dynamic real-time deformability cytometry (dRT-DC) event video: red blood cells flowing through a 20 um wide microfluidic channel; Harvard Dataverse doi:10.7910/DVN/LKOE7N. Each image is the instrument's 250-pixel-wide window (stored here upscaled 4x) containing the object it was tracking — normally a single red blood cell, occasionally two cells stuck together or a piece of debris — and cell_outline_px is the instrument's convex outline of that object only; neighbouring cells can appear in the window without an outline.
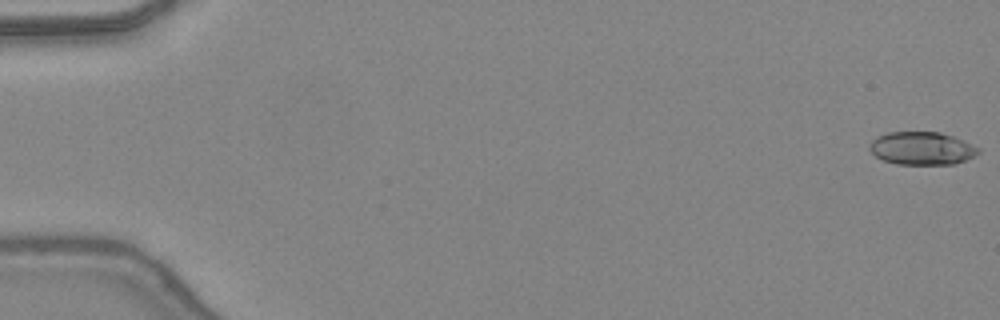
{"species": "common noctule bat (a hibernating species)", "species_latin": "Nyctalus noctula", "temperature_condition": "warm", "stored_images_in_passage": 48, "camera_frame_rate_fps": 3000, "um_per_image_px": 0.085, "animal": {"sex": "female", "body_mass_g": 24.6, "forearm_length_mm": 56.2}, "frame": {"image": 1, "passage_image": 1, "time_ms": 0.0, "image_size_px": [1000, 320], "cell_outline_px": [[980, 152], [956, 164], [896, 164], [884, 160], [876, 156], [868, 148], [868, 144], [876, 136], [888, 132], [940, 132], [952, 136], [980, 148]], "centroid_in_image_um": [78.32, 12.6], "position_along_channel_um": 6.7, "area_um2": 20.81}}
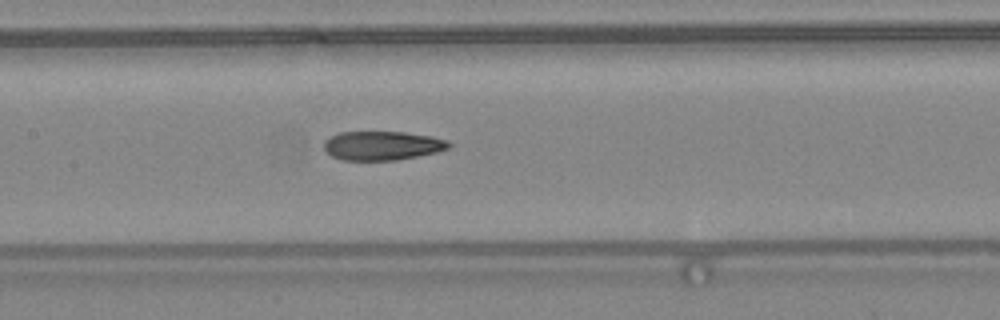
{"frame": {"image": 2, "passage_image": 24, "time_ms": 7.667, "image_size_px": [1000, 320], "cell_outline_px": [[452, 144], [448, 148], [436, 152], [396, 160], [344, 160], [332, 156], [324, 152], [324, 140], [340, 132], [404, 132], [432, 136], [448, 140]], "centroid_in_image_um": [32.48, 12.37], "position_along_channel_um": 174.9, "area_um2": 21.1}}
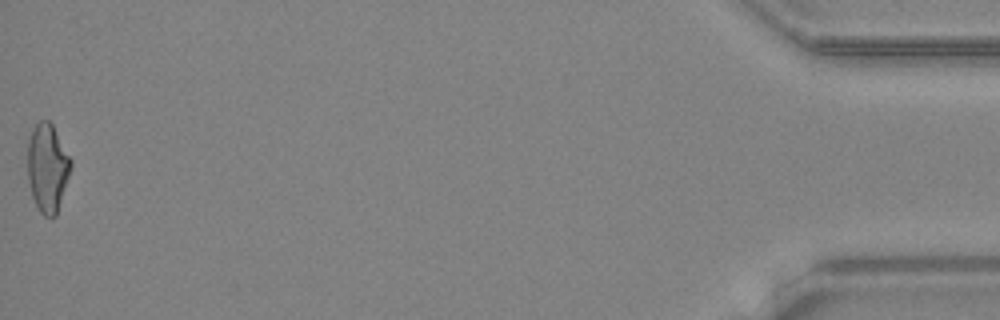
{"frame": {"image": 3, "passage_image": 48, "time_ms": 15.667, "image_size_px": [1000, 320], "cell_outline_px": [[72, 168], [56, 216], [52, 220], [44, 216], [40, 212], [32, 196], [28, 180], [28, 140], [32, 128], [40, 120], [48, 120], [52, 124], [72, 160]], "centroid_in_image_um": [4.05, 14.28], "position_along_channel_um": 431.2, "area_um2": 22.48}, "authors_computed_cell_mechanics": {"area_um2": 21.8195, "velocity_mm_per_s": 4.4148, "shape_relaxation_time_tau1_ms": 9.4902, "shape_relaxation_time_tau2_ms": 3.1088, "deformation_change_tau1": 0.2629, "deformation_change_tau2": 0.1206}}